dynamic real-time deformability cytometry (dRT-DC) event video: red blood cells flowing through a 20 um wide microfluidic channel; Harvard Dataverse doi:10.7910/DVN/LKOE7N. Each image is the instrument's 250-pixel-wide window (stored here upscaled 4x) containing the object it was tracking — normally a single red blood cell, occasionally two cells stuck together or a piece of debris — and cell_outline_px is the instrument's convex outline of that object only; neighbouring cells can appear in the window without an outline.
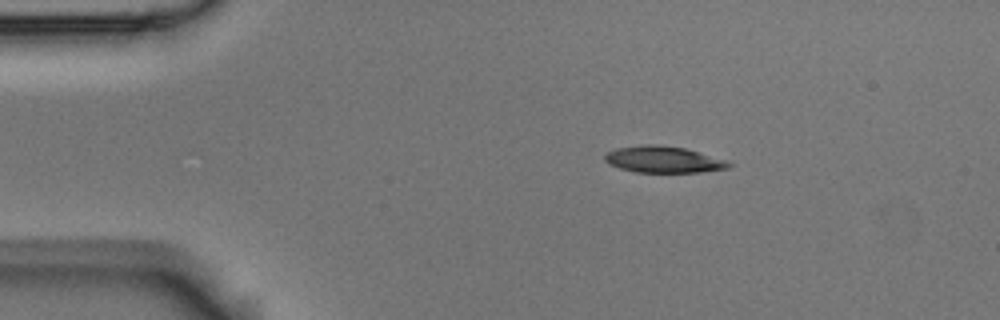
{"species": "Egyptian fruit bat (a non-hibernating species)", "species_latin": "Rousettus aegyptiacus", "temperature_condition": "room temperature", "stored_images_in_passage": 45, "camera_frame_rate_fps": 3000, "um_per_image_px": 0.085, "animal": {"sex": "male"}, "frame": {"image": 1, "passage_image": 1, "time_ms": 0.0, "image_size_px": [1000, 320], "cell_outline_px": [[736, 164], [728, 168], [700, 172], [636, 172], [620, 168], [608, 164], [604, 160], [604, 156], [608, 152], [616, 148], [640, 144], [660, 144], [684, 148], [728, 160]], "centroid_in_image_um": [56.41, 13.55], "position_along_channel_um": 28.6, "area_um2": 19.36}}
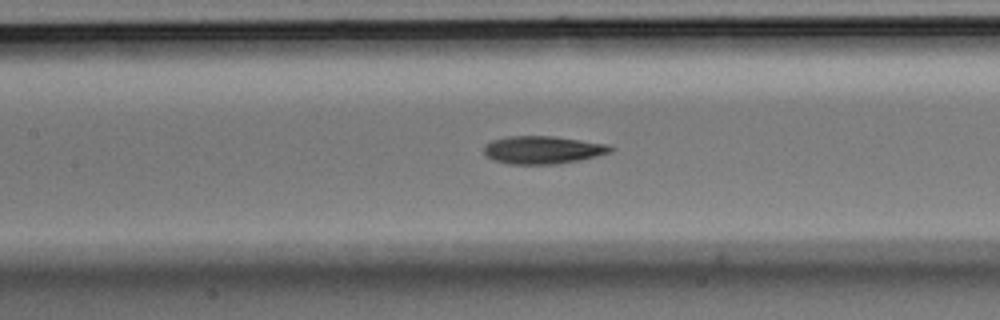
{"frame": {"image": 2, "passage_image": 16, "time_ms": 5.0, "image_size_px": [1000, 320], "cell_outline_px": [[616, 148], [612, 152], [580, 160], [556, 164], [508, 164], [492, 160], [484, 156], [484, 144], [492, 140], [512, 136], [552, 136], [608, 144]], "centroid_in_image_um": [46.12, 12.75], "position_along_channel_um": 161.3, "area_um2": 20.69}}
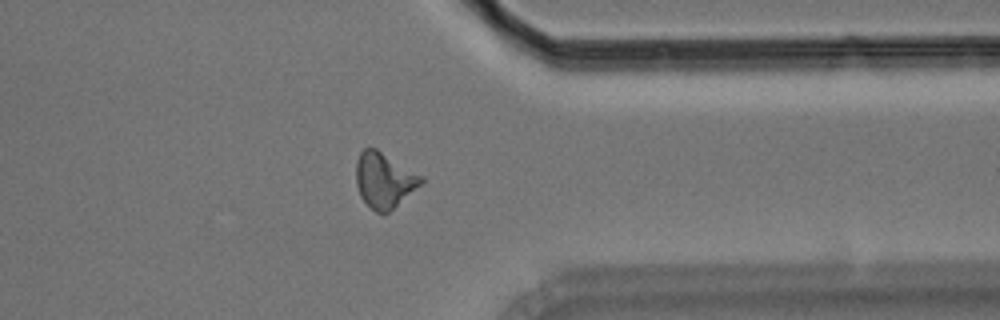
{"frame": {"image": 3, "passage_image": 34, "time_ms": 11.0, "image_size_px": [1000, 320], "cell_outline_px": [[424, 180], [420, 184], [384, 216], [376, 212], [360, 196], [356, 184], [356, 160], [360, 152], [364, 148], [376, 148], [424, 176]], "centroid_in_image_um": [32.64, 15.3], "position_along_channel_um": 378.8, "area_um2": 20.87}, "authors_computed_cell_mechanics": {"area_um2": 20.1722, "velocity_mm_per_s": 3.734, "shape_relaxation_time_tau1_ms": 6.3491, "shape_relaxation_time_tau2_ms": 3.3783, "deformation_change_tau1": 0.1874, "deformation_change_tau2": 0.1156}}